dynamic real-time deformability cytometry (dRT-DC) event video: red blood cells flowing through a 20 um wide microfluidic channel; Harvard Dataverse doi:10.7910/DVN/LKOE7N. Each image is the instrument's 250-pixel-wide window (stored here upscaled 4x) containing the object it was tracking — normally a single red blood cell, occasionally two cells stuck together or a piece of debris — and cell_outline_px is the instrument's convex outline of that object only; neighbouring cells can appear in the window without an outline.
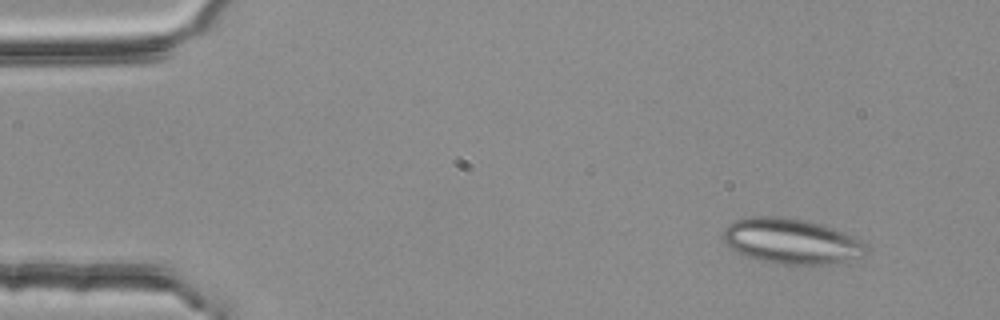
{"species": "common noctule bat (a hibernating species)", "species_latin": "Nyctalus noctula", "temperature_condition": "room temperature", "stored_images_in_passage": 3, "camera_frame_rate_fps": 3000, "um_per_image_px": 0.085, "animal": {"sex": "female", "body_mass_g": 25.1}, "frame": {"image": 1, "passage_image": 1, "time_ms": 0.0, "image_size_px": [1000, 320], "cell_outline_px": [[868, 248], [864, 256], [832, 264], [784, 264], [760, 260], [736, 252], [720, 236], [724, 228], [732, 220], [748, 216], [784, 216], [804, 220], [820, 224], [844, 232], [868, 244]], "centroid_in_image_um": [67.25, 20.48], "position_along_channel_um": 17.8, "area_um2": 37.97}}